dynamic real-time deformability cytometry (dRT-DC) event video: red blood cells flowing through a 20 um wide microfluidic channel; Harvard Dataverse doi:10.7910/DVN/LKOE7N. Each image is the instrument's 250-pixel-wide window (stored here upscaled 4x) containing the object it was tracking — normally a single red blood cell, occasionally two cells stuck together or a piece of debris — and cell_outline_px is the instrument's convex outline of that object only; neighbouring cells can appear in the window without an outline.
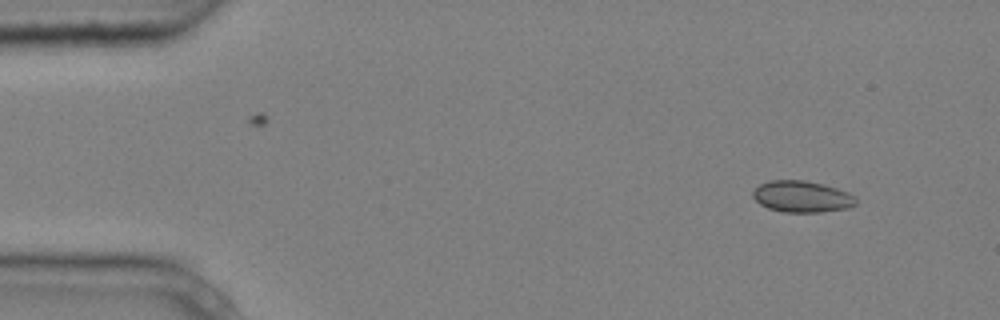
{"species": "common noctule bat (a hibernating species)", "species_latin": "Nyctalus noctula", "temperature_condition": "cold", "stored_images_in_passage": 4, "camera_frame_rate_fps": 3000, "um_per_image_px": 0.085, "animal": {"sex": "male", "body_mass_g": 20.4}, "frame": {"image": 1, "passage_image": 1, "time_ms": 0.0, "image_size_px": [1000, 320], "cell_outline_px": [[856, 204], [848, 208], [820, 212], [784, 212], [768, 208], [760, 204], [752, 196], [752, 192], [760, 184], [768, 180], [804, 180], [824, 184], [848, 192], [856, 196]], "centroid_in_image_um": [68.17, 16.7], "position_along_channel_um": 16.8, "area_um2": 18.96}}